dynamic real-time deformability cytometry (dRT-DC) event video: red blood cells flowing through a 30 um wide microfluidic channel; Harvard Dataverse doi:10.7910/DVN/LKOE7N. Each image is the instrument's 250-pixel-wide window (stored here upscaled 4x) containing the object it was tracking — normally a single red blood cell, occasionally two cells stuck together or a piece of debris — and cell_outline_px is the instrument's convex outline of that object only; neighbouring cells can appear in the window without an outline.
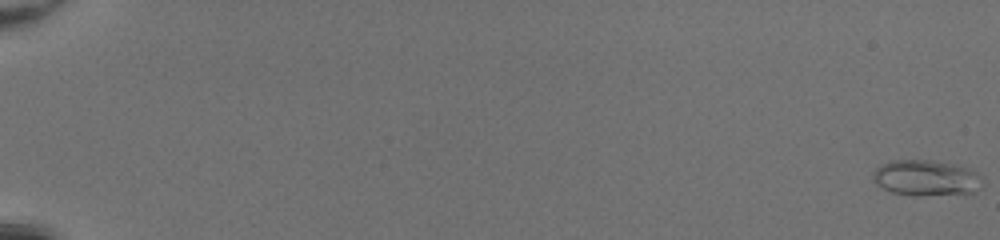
{"species": "common noctule bat (a hibernating species)", "species_latin": "Nyctalus noctula", "temperature_condition": "room temperature", "stored_images_in_passage": 17, "camera_frame_rate_fps": 3000, "um_per_image_px": 0.085, "animal": {"sex": "female", "body_mass_g": 20.0, "forearm_length_mm": 54.0}, "frame": {"image": 1, "passage_image": 1, "time_ms": 0.0, "image_size_px": [1000, 240], "cell_outline_px": [[980, 176], [976, 192], [972, 196], [916, 196], [892, 192], [876, 184], [872, 176], [872, 172], [880, 164], [892, 160], [932, 160], [956, 164], [976, 172]], "centroid_in_image_um": [78.73, 15.16], "position_along_channel_um": 6.3, "area_um2": 23.41}}